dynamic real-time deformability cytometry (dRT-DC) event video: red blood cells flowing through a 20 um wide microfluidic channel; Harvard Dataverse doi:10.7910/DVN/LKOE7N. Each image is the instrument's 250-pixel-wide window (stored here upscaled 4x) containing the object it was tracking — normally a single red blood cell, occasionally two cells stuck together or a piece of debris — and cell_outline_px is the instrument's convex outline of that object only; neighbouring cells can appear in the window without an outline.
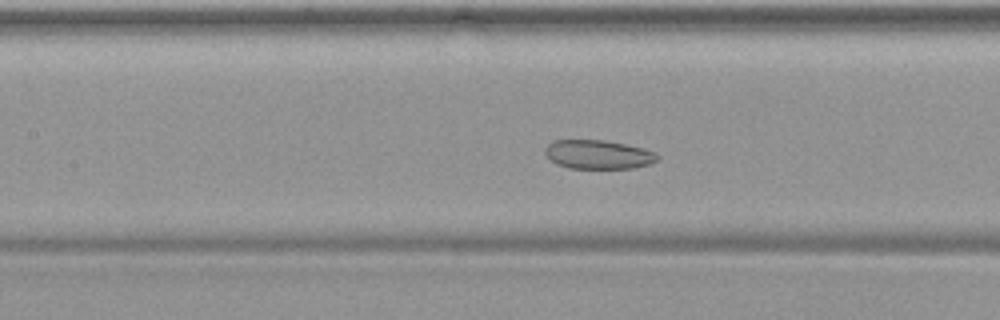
{"species": "common noctule bat (a hibernating species)", "species_latin": "Nyctalus noctula", "temperature_condition": "warm", "stored_images_in_passage": 36, "segment_of_instrument_passage": [1, 2], "camera_frame_rate_fps": 3000, "um_per_image_px": 0.085, "animal": {"sex": "female", "body_mass_g": 19.9}, "frame": {"image": 1, "passage_image": 8, "time_ms": 2.333, "image_size_px": [1000, 320], "cell_outline_px": [[660, 156], [656, 160], [648, 164], [632, 168], [568, 168], [556, 164], [544, 152], [544, 148], [552, 140], [604, 140], [644, 148], [656, 152]], "centroid_in_image_um": [50.83, 13.12], "position_along_channel_um": 156.6, "area_um2": 18.9}}
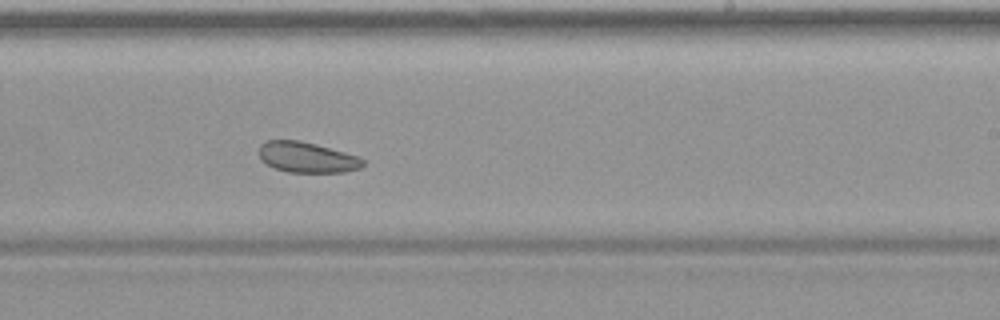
{"frame": {"image": 2, "passage_image": 16, "time_ms": 5.0, "image_size_px": [1000, 320], "cell_outline_px": [[364, 164], [360, 168], [344, 172], [288, 172], [276, 168], [260, 160], [260, 144], [264, 140], [300, 140], [316, 144], [360, 156], [364, 160]], "centroid_in_image_um": [26.11, 13.36], "position_along_channel_um": 262.9, "area_um2": 18.55}}
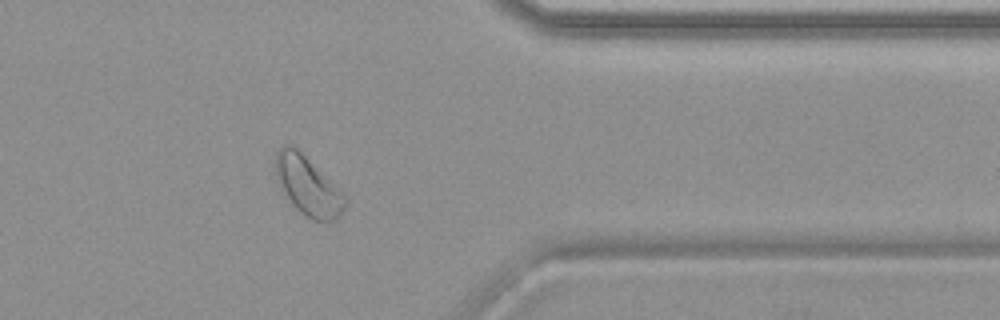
{"frame": {"image": 3, "passage_image": 26, "time_ms": 8.333, "image_size_px": [1000, 320], "cell_outline_px": [[348, 204], [340, 216], [336, 220], [312, 220], [304, 216], [292, 204], [276, 176], [276, 152], [284, 144], [292, 144], [340, 188], [348, 200]], "centroid_in_image_um": [26.23, 15.81], "position_along_channel_um": 385.2, "area_um2": 23.7}}